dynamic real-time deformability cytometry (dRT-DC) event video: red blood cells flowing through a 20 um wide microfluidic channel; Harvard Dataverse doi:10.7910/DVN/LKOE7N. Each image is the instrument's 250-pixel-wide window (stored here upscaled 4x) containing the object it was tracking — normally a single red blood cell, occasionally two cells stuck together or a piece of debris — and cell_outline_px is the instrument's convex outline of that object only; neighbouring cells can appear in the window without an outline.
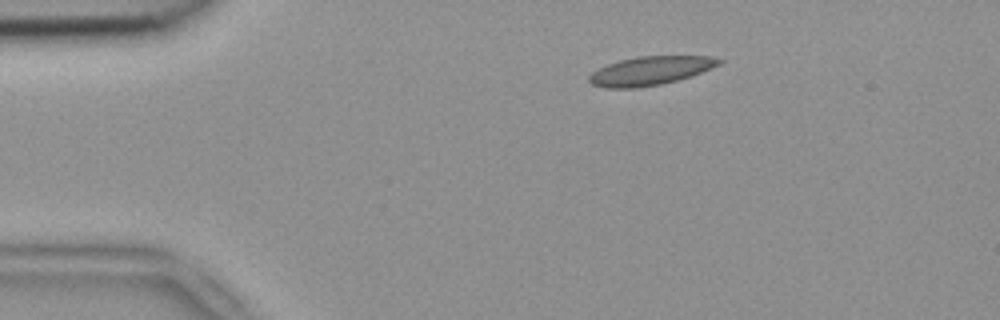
{"species": "common noctule bat (a hibernating species)", "species_latin": "Nyctalus noctula", "temperature_condition": "room temperature", "stored_images_in_passage": 5, "camera_frame_rate_fps": 3000, "um_per_image_px": 0.085, "animal": {"sex": "female", "body_mass_g": 18.4}, "frame": {"image": 1, "passage_image": 1, "time_ms": 0.0, "image_size_px": [1000, 320], "cell_outline_px": [[724, 60], [720, 64], [692, 76], [660, 84], [636, 88], [604, 88], [592, 84], [588, 80], [588, 76], [592, 72], [608, 64], [620, 60], [636, 56], [708, 56]], "centroid_in_image_um": [55.26, 6.01], "position_along_channel_um": 29.7, "area_um2": 21.62}}
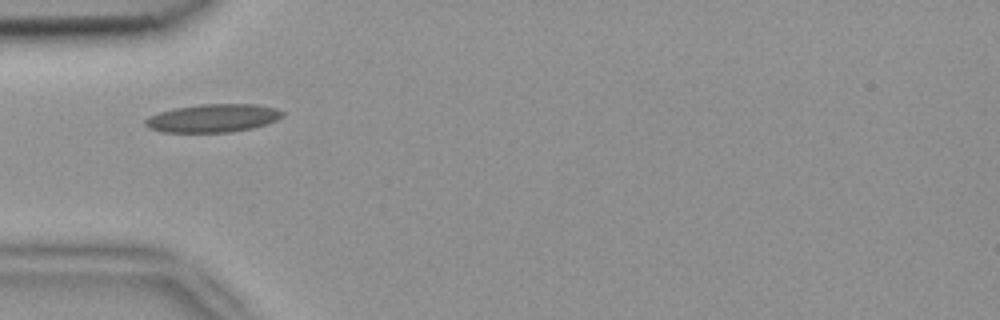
{"frame": {"image": 2, "passage_image": 3, "time_ms": 0.667, "image_size_px": [1000, 320], "cell_outline_px": [[284, 116], [276, 120], [252, 128], [232, 132], [160, 132], [148, 128], [144, 124], [144, 120], [148, 116], [160, 112], [176, 108], [200, 104], [256, 104], [276, 108], [284, 112]], "centroid_in_image_um": [18.08, 10.04], "position_along_channel_um": 66.9, "area_um2": 22.54}}